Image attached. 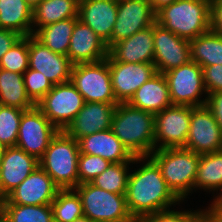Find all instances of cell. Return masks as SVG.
<instances>
[{"mask_svg":"<svg viewBox=\"0 0 222 222\" xmlns=\"http://www.w3.org/2000/svg\"><path fill=\"white\" fill-rule=\"evenodd\" d=\"M52 178L39 166L0 205H51L59 191Z\"/></svg>","mask_w":222,"mask_h":222,"instance_id":"9a60e30c","label":"cell"},{"mask_svg":"<svg viewBox=\"0 0 222 222\" xmlns=\"http://www.w3.org/2000/svg\"><path fill=\"white\" fill-rule=\"evenodd\" d=\"M131 163L133 162L112 163L91 183L105 191L126 195Z\"/></svg>","mask_w":222,"mask_h":222,"instance_id":"d6a6232c","label":"cell"},{"mask_svg":"<svg viewBox=\"0 0 222 222\" xmlns=\"http://www.w3.org/2000/svg\"><path fill=\"white\" fill-rule=\"evenodd\" d=\"M153 42L156 72L164 74L191 61L190 40L179 37L156 22Z\"/></svg>","mask_w":222,"mask_h":222,"instance_id":"5bb4252c","label":"cell"},{"mask_svg":"<svg viewBox=\"0 0 222 222\" xmlns=\"http://www.w3.org/2000/svg\"><path fill=\"white\" fill-rule=\"evenodd\" d=\"M79 194L83 213L92 222H136L127 207L126 195L105 191L91 182L74 188Z\"/></svg>","mask_w":222,"mask_h":222,"instance_id":"8992f818","label":"cell"},{"mask_svg":"<svg viewBox=\"0 0 222 222\" xmlns=\"http://www.w3.org/2000/svg\"><path fill=\"white\" fill-rule=\"evenodd\" d=\"M111 74L112 89L118 103H128L136 90L154 74V63H124L106 58Z\"/></svg>","mask_w":222,"mask_h":222,"instance_id":"4fadbf2b","label":"cell"},{"mask_svg":"<svg viewBox=\"0 0 222 222\" xmlns=\"http://www.w3.org/2000/svg\"><path fill=\"white\" fill-rule=\"evenodd\" d=\"M200 156L184 147L158 149L150 155L159 166L168 187L181 201L195 192Z\"/></svg>","mask_w":222,"mask_h":222,"instance_id":"277c9868","label":"cell"},{"mask_svg":"<svg viewBox=\"0 0 222 222\" xmlns=\"http://www.w3.org/2000/svg\"><path fill=\"white\" fill-rule=\"evenodd\" d=\"M154 24L136 32L131 37L115 43L108 54L124 63H153L154 60Z\"/></svg>","mask_w":222,"mask_h":222,"instance_id":"7402d4cb","label":"cell"},{"mask_svg":"<svg viewBox=\"0 0 222 222\" xmlns=\"http://www.w3.org/2000/svg\"><path fill=\"white\" fill-rule=\"evenodd\" d=\"M192 106L171 105L154 114L155 150L185 147Z\"/></svg>","mask_w":222,"mask_h":222,"instance_id":"30bf717a","label":"cell"},{"mask_svg":"<svg viewBox=\"0 0 222 222\" xmlns=\"http://www.w3.org/2000/svg\"><path fill=\"white\" fill-rule=\"evenodd\" d=\"M0 68L24 74L29 68V36H22L1 58Z\"/></svg>","mask_w":222,"mask_h":222,"instance_id":"836d02e7","label":"cell"},{"mask_svg":"<svg viewBox=\"0 0 222 222\" xmlns=\"http://www.w3.org/2000/svg\"><path fill=\"white\" fill-rule=\"evenodd\" d=\"M27 96L36 105L53 87L40 71L28 68L23 74Z\"/></svg>","mask_w":222,"mask_h":222,"instance_id":"8d00e7d4","label":"cell"},{"mask_svg":"<svg viewBox=\"0 0 222 222\" xmlns=\"http://www.w3.org/2000/svg\"><path fill=\"white\" fill-rule=\"evenodd\" d=\"M112 163L100 156L79 153L78 185L92 182L102 174Z\"/></svg>","mask_w":222,"mask_h":222,"instance_id":"d590c367","label":"cell"},{"mask_svg":"<svg viewBox=\"0 0 222 222\" xmlns=\"http://www.w3.org/2000/svg\"><path fill=\"white\" fill-rule=\"evenodd\" d=\"M151 5L154 13L156 14L162 8L170 5L171 3L175 2L176 0H148Z\"/></svg>","mask_w":222,"mask_h":222,"instance_id":"f6af8a7d","label":"cell"},{"mask_svg":"<svg viewBox=\"0 0 222 222\" xmlns=\"http://www.w3.org/2000/svg\"><path fill=\"white\" fill-rule=\"evenodd\" d=\"M58 131L35 105L23 111L16 146L39 160Z\"/></svg>","mask_w":222,"mask_h":222,"instance_id":"8fae6325","label":"cell"},{"mask_svg":"<svg viewBox=\"0 0 222 222\" xmlns=\"http://www.w3.org/2000/svg\"><path fill=\"white\" fill-rule=\"evenodd\" d=\"M117 104L85 102L65 132L78 140L87 135L110 129Z\"/></svg>","mask_w":222,"mask_h":222,"instance_id":"ffe728a7","label":"cell"},{"mask_svg":"<svg viewBox=\"0 0 222 222\" xmlns=\"http://www.w3.org/2000/svg\"><path fill=\"white\" fill-rule=\"evenodd\" d=\"M39 160L17 146L6 147L0 161V200L19 186L34 170Z\"/></svg>","mask_w":222,"mask_h":222,"instance_id":"ac0fdd59","label":"cell"},{"mask_svg":"<svg viewBox=\"0 0 222 222\" xmlns=\"http://www.w3.org/2000/svg\"><path fill=\"white\" fill-rule=\"evenodd\" d=\"M70 82L85 102L118 103L113 93L108 61L74 64Z\"/></svg>","mask_w":222,"mask_h":222,"instance_id":"52a82bcc","label":"cell"},{"mask_svg":"<svg viewBox=\"0 0 222 222\" xmlns=\"http://www.w3.org/2000/svg\"><path fill=\"white\" fill-rule=\"evenodd\" d=\"M23 109L0 105V142L16 146Z\"/></svg>","mask_w":222,"mask_h":222,"instance_id":"e575fe53","label":"cell"},{"mask_svg":"<svg viewBox=\"0 0 222 222\" xmlns=\"http://www.w3.org/2000/svg\"><path fill=\"white\" fill-rule=\"evenodd\" d=\"M73 222H92L91 220H89L86 216H82L78 219H76L75 221Z\"/></svg>","mask_w":222,"mask_h":222,"instance_id":"c3c4849f","label":"cell"},{"mask_svg":"<svg viewBox=\"0 0 222 222\" xmlns=\"http://www.w3.org/2000/svg\"><path fill=\"white\" fill-rule=\"evenodd\" d=\"M79 153L78 141L65 131H58L39 159V166L59 189H74L78 186Z\"/></svg>","mask_w":222,"mask_h":222,"instance_id":"5b68a950","label":"cell"},{"mask_svg":"<svg viewBox=\"0 0 222 222\" xmlns=\"http://www.w3.org/2000/svg\"><path fill=\"white\" fill-rule=\"evenodd\" d=\"M79 0H42L33 8L32 35L41 27L78 18Z\"/></svg>","mask_w":222,"mask_h":222,"instance_id":"484cf974","label":"cell"},{"mask_svg":"<svg viewBox=\"0 0 222 222\" xmlns=\"http://www.w3.org/2000/svg\"><path fill=\"white\" fill-rule=\"evenodd\" d=\"M193 222H222V219L208 207L205 210H193Z\"/></svg>","mask_w":222,"mask_h":222,"instance_id":"7bdbcfd3","label":"cell"},{"mask_svg":"<svg viewBox=\"0 0 222 222\" xmlns=\"http://www.w3.org/2000/svg\"><path fill=\"white\" fill-rule=\"evenodd\" d=\"M154 114L118 103L112 117L111 129L134 157L150 156L155 150Z\"/></svg>","mask_w":222,"mask_h":222,"instance_id":"7a4b0ae2","label":"cell"},{"mask_svg":"<svg viewBox=\"0 0 222 222\" xmlns=\"http://www.w3.org/2000/svg\"><path fill=\"white\" fill-rule=\"evenodd\" d=\"M140 222H193V211L164 210L144 217Z\"/></svg>","mask_w":222,"mask_h":222,"instance_id":"74e56055","label":"cell"},{"mask_svg":"<svg viewBox=\"0 0 222 222\" xmlns=\"http://www.w3.org/2000/svg\"><path fill=\"white\" fill-rule=\"evenodd\" d=\"M0 222H7L0 214Z\"/></svg>","mask_w":222,"mask_h":222,"instance_id":"681fc988","label":"cell"},{"mask_svg":"<svg viewBox=\"0 0 222 222\" xmlns=\"http://www.w3.org/2000/svg\"><path fill=\"white\" fill-rule=\"evenodd\" d=\"M128 103L153 114L173 105L164 74L158 72L154 74L136 90Z\"/></svg>","mask_w":222,"mask_h":222,"instance_id":"cb8c5ba5","label":"cell"},{"mask_svg":"<svg viewBox=\"0 0 222 222\" xmlns=\"http://www.w3.org/2000/svg\"><path fill=\"white\" fill-rule=\"evenodd\" d=\"M202 74L207 94L222 92V64L204 66Z\"/></svg>","mask_w":222,"mask_h":222,"instance_id":"f35d334b","label":"cell"},{"mask_svg":"<svg viewBox=\"0 0 222 222\" xmlns=\"http://www.w3.org/2000/svg\"><path fill=\"white\" fill-rule=\"evenodd\" d=\"M140 162V168L129 174L126 191L128 210L138 221L182 202L168 187L159 166L150 156L135 157L132 164Z\"/></svg>","mask_w":222,"mask_h":222,"instance_id":"6da1fadb","label":"cell"},{"mask_svg":"<svg viewBox=\"0 0 222 222\" xmlns=\"http://www.w3.org/2000/svg\"><path fill=\"white\" fill-rule=\"evenodd\" d=\"M73 65L68 56L51 51L29 36V68L40 71L53 85L69 82Z\"/></svg>","mask_w":222,"mask_h":222,"instance_id":"e0dca14e","label":"cell"},{"mask_svg":"<svg viewBox=\"0 0 222 222\" xmlns=\"http://www.w3.org/2000/svg\"><path fill=\"white\" fill-rule=\"evenodd\" d=\"M197 188L207 192L222 188V150L200 156L194 190Z\"/></svg>","mask_w":222,"mask_h":222,"instance_id":"f546056e","label":"cell"},{"mask_svg":"<svg viewBox=\"0 0 222 222\" xmlns=\"http://www.w3.org/2000/svg\"><path fill=\"white\" fill-rule=\"evenodd\" d=\"M118 13V0H79L78 19L111 48V35Z\"/></svg>","mask_w":222,"mask_h":222,"instance_id":"d6986e66","label":"cell"},{"mask_svg":"<svg viewBox=\"0 0 222 222\" xmlns=\"http://www.w3.org/2000/svg\"><path fill=\"white\" fill-rule=\"evenodd\" d=\"M155 15L158 25L187 40L211 30L207 0H176Z\"/></svg>","mask_w":222,"mask_h":222,"instance_id":"3957f363","label":"cell"},{"mask_svg":"<svg viewBox=\"0 0 222 222\" xmlns=\"http://www.w3.org/2000/svg\"><path fill=\"white\" fill-rule=\"evenodd\" d=\"M33 8L25 0H0V28L31 36Z\"/></svg>","mask_w":222,"mask_h":222,"instance_id":"d4e9b609","label":"cell"},{"mask_svg":"<svg viewBox=\"0 0 222 222\" xmlns=\"http://www.w3.org/2000/svg\"><path fill=\"white\" fill-rule=\"evenodd\" d=\"M51 206L54 222H73L84 216L82 201L75 189H60Z\"/></svg>","mask_w":222,"mask_h":222,"instance_id":"1f68e13d","label":"cell"},{"mask_svg":"<svg viewBox=\"0 0 222 222\" xmlns=\"http://www.w3.org/2000/svg\"><path fill=\"white\" fill-rule=\"evenodd\" d=\"M205 105L213 114L218 126L222 131V92L207 94Z\"/></svg>","mask_w":222,"mask_h":222,"instance_id":"ab89813d","label":"cell"},{"mask_svg":"<svg viewBox=\"0 0 222 222\" xmlns=\"http://www.w3.org/2000/svg\"><path fill=\"white\" fill-rule=\"evenodd\" d=\"M6 145H4L2 142H0V161L2 159V157L4 156V152L6 150Z\"/></svg>","mask_w":222,"mask_h":222,"instance_id":"7dc6e473","label":"cell"},{"mask_svg":"<svg viewBox=\"0 0 222 222\" xmlns=\"http://www.w3.org/2000/svg\"><path fill=\"white\" fill-rule=\"evenodd\" d=\"M215 214H217L222 219V188L220 193L213 198L210 206H208Z\"/></svg>","mask_w":222,"mask_h":222,"instance_id":"ee69618b","label":"cell"},{"mask_svg":"<svg viewBox=\"0 0 222 222\" xmlns=\"http://www.w3.org/2000/svg\"><path fill=\"white\" fill-rule=\"evenodd\" d=\"M78 18H69L39 28L33 36L51 51L67 56L70 37Z\"/></svg>","mask_w":222,"mask_h":222,"instance_id":"83f0119b","label":"cell"},{"mask_svg":"<svg viewBox=\"0 0 222 222\" xmlns=\"http://www.w3.org/2000/svg\"><path fill=\"white\" fill-rule=\"evenodd\" d=\"M191 61L201 67L222 64V36L212 30L190 40Z\"/></svg>","mask_w":222,"mask_h":222,"instance_id":"f1b7e54d","label":"cell"},{"mask_svg":"<svg viewBox=\"0 0 222 222\" xmlns=\"http://www.w3.org/2000/svg\"><path fill=\"white\" fill-rule=\"evenodd\" d=\"M7 222H54L51 205H0Z\"/></svg>","mask_w":222,"mask_h":222,"instance_id":"4dcf8cb0","label":"cell"},{"mask_svg":"<svg viewBox=\"0 0 222 222\" xmlns=\"http://www.w3.org/2000/svg\"><path fill=\"white\" fill-rule=\"evenodd\" d=\"M32 8L36 7L42 0H25Z\"/></svg>","mask_w":222,"mask_h":222,"instance_id":"bcb514c9","label":"cell"},{"mask_svg":"<svg viewBox=\"0 0 222 222\" xmlns=\"http://www.w3.org/2000/svg\"><path fill=\"white\" fill-rule=\"evenodd\" d=\"M210 27L215 34L222 36V0L210 2Z\"/></svg>","mask_w":222,"mask_h":222,"instance_id":"60d3db41","label":"cell"},{"mask_svg":"<svg viewBox=\"0 0 222 222\" xmlns=\"http://www.w3.org/2000/svg\"><path fill=\"white\" fill-rule=\"evenodd\" d=\"M184 148L200 155L222 150V131L206 105L192 106L189 134Z\"/></svg>","mask_w":222,"mask_h":222,"instance_id":"7c38bea8","label":"cell"},{"mask_svg":"<svg viewBox=\"0 0 222 222\" xmlns=\"http://www.w3.org/2000/svg\"><path fill=\"white\" fill-rule=\"evenodd\" d=\"M0 105L17 107L23 110L35 106L27 96L23 74L0 68Z\"/></svg>","mask_w":222,"mask_h":222,"instance_id":"4316f807","label":"cell"},{"mask_svg":"<svg viewBox=\"0 0 222 222\" xmlns=\"http://www.w3.org/2000/svg\"><path fill=\"white\" fill-rule=\"evenodd\" d=\"M84 104V98L69 81L53 85L36 106L59 131H65Z\"/></svg>","mask_w":222,"mask_h":222,"instance_id":"ba28073f","label":"cell"},{"mask_svg":"<svg viewBox=\"0 0 222 222\" xmlns=\"http://www.w3.org/2000/svg\"><path fill=\"white\" fill-rule=\"evenodd\" d=\"M67 56L73 64L96 63L107 58L108 48L89 26L78 19L70 37Z\"/></svg>","mask_w":222,"mask_h":222,"instance_id":"44dd1931","label":"cell"},{"mask_svg":"<svg viewBox=\"0 0 222 222\" xmlns=\"http://www.w3.org/2000/svg\"><path fill=\"white\" fill-rule=\"evenodd\" d=\"M166 77L170 99L173 105L204 106L207 100V91L204 86L202 67L190 61L168 72ZM206 94L202 98V94Z\"/></svg>","mask_w":222,"mask_h":222,"instance_id":"9c48e42d","label":"cell"},{"mask_svg":"<svg viewBox=\"0 0 222 222\" xmlns=\"http://www.w3.org/2000/svg\"><path fill=\"white\" fill-rule=\"evenodd\" d=\"M21 37L18 32L0 28V60Z\"/></svg>","mask_w":222,"mask_h":222,"instance_id":"b9f144b4","label":"cell"},{"mask_svg":"<svg viewBox=\"0 0 222 222\" xmlns=\"http://www.w3.org/2000/svg\"><path fill=\"white\" fill-rule=\"evenodd\" d=\"M156 22L148 0H118V13L111 35V47Z\"/></svg>","mask_w":222,"mask_h":222,"instance_id":"2e32d148","label":"cell"},{"mask_svg":"<svg viewBox=\"0 0 222 222\" xmlns=\"http://www.w3.org/2000/svg\"><path fill=\"white\" fill-rule=\"evenodd\" d=\"M77 141L80 153L100 156L111 163L133 162L135 158L114 135L111 128L87 135Z\"/></svg>","mask_w":222,"mask_h":222,"instance_id":"603a6c76","label":"cell"}]
</instances>
